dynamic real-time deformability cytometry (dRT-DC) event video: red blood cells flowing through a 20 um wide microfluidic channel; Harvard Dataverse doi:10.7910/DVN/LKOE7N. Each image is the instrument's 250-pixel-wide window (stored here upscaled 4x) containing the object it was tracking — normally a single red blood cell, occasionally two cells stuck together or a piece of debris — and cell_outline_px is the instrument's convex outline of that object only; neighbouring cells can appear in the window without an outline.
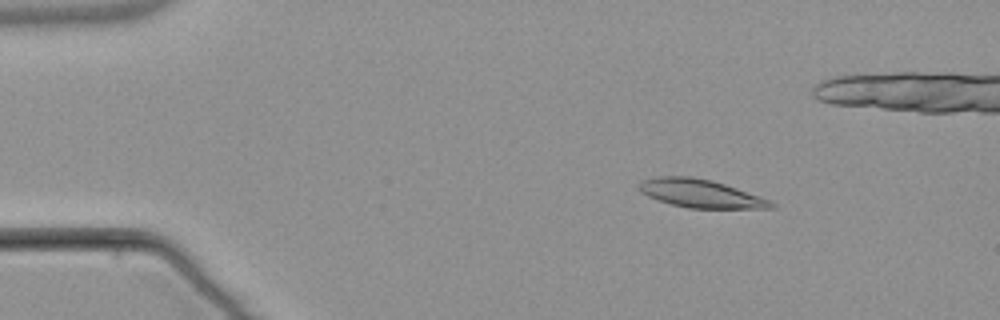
{"species": "common noctule bat (a hibernating species)", "species_latin": "Nyctalus noctula", "temperature_condition": "warm", "stored_images_in_passage": 5, "camera_frame_rate_fps": 3000, "um_per_image_px": 0.085, "animal": {"sex": "male", "body_mass_g": 21.5, "forearm_length_mm": 52.0}, "frame": {"image": 1, "passage_image": 3, "time_ms": 2.333, "image_size_px": [1000, 320], "cell_outline_px": [[776, 208], [688, 208], [672, 204], [648, 196], [640, 192], [640, 180], [656, 176], [692, 176], [712, 180], [736, 188], [768, 200], [776, 204]], "centroid_in_image_um": [59.51, 16.44], "position_along_channel_um": 25.5, "area_um2": 21.44}}